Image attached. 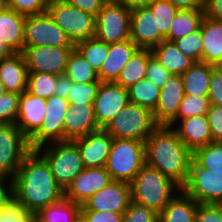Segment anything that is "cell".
Wrapping results in <instances>:
<instances>
[{"instance_id":"cell-14","label":"cell","mask_w":222,"mask_h":222,"mask_svg":"<svg viewBox=\"0 0 222 222\" xmlns=\"http://www.w3.org/2000/svg\"><path fill=\"white\" fill-rule=\"evenodd\" d=\"M128 103L127 89L115 82H101L93 101L94 116L99 128L104 129Z\"/></svg>"},{"instance_id":"cell-6","label":"cell","mask_w":222,"mask_h":222,"mask_svg":"<svg viewBox=\"0 0 222 222\" xmlns=\"http://www.w3.org/2000/svg\"><path fill=\"white\" fill-rule=\"evenodd\" d=\"M36 150L45 158L55 180L63 190L85 168L78 148L72 140L48 143Z\"/></svg>"},{"instance_id":"cell-39","label":"cell","mask_w":222,"mask_h":222,"mask_svg":"<svg viewBox=\"0 0 222 222\" xmlns=\"http://www.w3.org/2000/svg\"><path fill=\"white\" fill-rule=\"evenodd\" d=\"M210 106L211 102L208 97L184 95L177 112V119L206 115Z\"/></svg>"},{"instance_id":"cell-62","label":"cell","mask_w":222,"mask_h":222,"mask_svg":"<svg viewBox=\"0 0 222 222\" xmlns=\"http://www.w3.org/2000/svg\"><path fill=\"white\" fill-rule=\"evenodd\" d=\"M218 204L222 207V199H221V201Z\"/></svg>"},{"instance_id":"cell-16","label":"cell","mask_w":222,"mask_h":222,"mask_svg":"<svg viewBox=\"0 0 222 222\" xmlns=\"http://www.w3.org/2000/svg\"><path fill=\"white\" fill-rule=\"evenodd\" d=\"M112 181L105 167L84 168L64 190V198L83 205L93 194Z\"/></svg>"},{"instance_id":"cell-60","label":"cell","mask_w":222,"mask_h":222,"mask_svg":"<svg viewBox=\"0 0 222 222\" xmlns=\"http://www.w3.org/2000/svg\"><path fill=\"white\" fill-rule=\"evenodd\" d=\"M6 6L5 0H0V11Z\"/></svg>"},{"instance_id":"cell-43","label":"cell","mask_w":222,"mask_h":222,"mask_svg":"<svg viewBox=\"0 0 222 222\" xmlns=\"http://www.w3.org/2000/svg\"><path fill=\"white\" fill-rule=\"evenodd\" d=\"M20 94L6 91L0 97V124L16 123Z\"/></svg>"},{"instance_id":"cell-47","label":"cell","mask_w":222,"mask_h":222,"mask_svg":"<svg viewBox=\"0 0 222 222\" xmlns=\"http://www.w3.org/2000/svg\"><path fill=\"white\" fill-rule=\"evenodd\" d=\"M195 222H222V207L217 203H199Z\"/></svg>"},{"instance_id":"cell-50","label":"cell","mask_w":222,"mask_h":222,"mask_svg":"<svg viewBox=\"0 0 222 222\" xmlns=\"http://www.w3.org/2000/svg\"><path fill=\"white\" fill-rule=\"evenodd\" d=\"M208 98L211 104L222 107V75L217 69L210 76Z\"/></svg>"},{"instance_id":"cell-57","label":"cell","mask_w":222,"mask_h":222,"mask_svg":"<svg viewBox=\"0 0 222 222\" xmlns=\"http://www.w3.org/2000/svg\"><path fill=\"white\" fill-rule=\"evenodd\" d=\"M14 52L0 41V60L10 57Z\"/></svg>"},{"instance_id":"cell-23","label":"cell","mask_w":222,"mask_h":222,"mask_svg":"<svg viewBox=\"0 0 222 222\" xmlns=\"http://www.w3.org/2000/svg\"><path fill=\"white\" fill-rule=\"evenodd\" d=\"M139 47L131 40L109 44V53L100 67L98 79L101 82H115L121 70Z\"/></svg>"},{"instance_id":"cell-8","label":"cell","mask_w":222,"mask_h":222,"mask_svg":"<svg viewBox=\"0 0 222 222\" xmlns=\"http://www.w3.org/2000/svg\"><path fill=\"white\" fill-rule=\"evenodd\" d=\"M131 9L107 0L95 17L94 38L107 44L130 39Z\"/></svg>"},{"instance_id":"cell-48","label":"cell","mask_w":222,"mask_h":222,"mask_svg":"<svg viewBox=\"0 0 222 222\" xmlns=\"http://www.w3.org/2000/svg\"><path fill=\"white\" fill-rule=\"evenodd\" d=\"M210 131L212 135V142L222 141V107L211 104L208 113L206 114Z\"/></svg>"},{"instance_id":"cell-40","label":"cell","mask_w":222,"mask_h":222,"mask_svg":"<svg viewBox=\"0 0 222 222\" xmlns=\"http://www.w3.org/2000/svg\"><path fill=\"white\" fill-rule=\"evenodd\" d=\"M100 84L101 82H90L85 84L73 82V86H70L69 95L67 97L69 105L93 104Z\"/></svg>"},{"instance_id":"cell-46","label":"cell","mask_w":222,"mask_h":222,"mask_svg":"<svg viewBox=\"0 0 222 222\" xmlns=\"http://www.w3.org/2000/svg\"><path fill=\"white\" fill-rule=\"evenodd\" d=\"M171 76L172 74L153 55L149 57L146 79L161 89Z\"/></svg>"},{"instance_id":"cell-29","label":"cell","mask_w":222,"mask_h":222,"mask_svg":"<svg viewBox=\"0 0 222 222\" xmlns=\"http://www.w3.org/2000/svg\"><path fill=\"white\" fill-rule=\"evenodd\" d=\"M215 69L214 65L196 62L182 73L185 95L208 97L210 76Z\"/></svg>"},{"instance_id":"cell-36","label":"cell","mask_w":222,"mask_h":222,"mask_svg":"<svg viewBox=\"0 0 222 222\" xmlns=\"http://www.w3.org/2000/svg\"><path fill=\"white\" fill-rule=\"evenodd\" d=\"M57 78V74L28 72L26 90L35 96L48 99L54 95Z\"/></svg>"},{"instance_id":"cell-59","label":"cell","mask_w":222,"mask_h":222,"mask_svg":"<svg viewBox=\"0 0 222 222\" xmlns=\"http://www.w3.org/2000/svg\"><path fill=\"white\" fill-rule=\"evenodd\" d=\"M215 68H216V69L220 72V74L222 75V63L216 65Z\"/></svg>"},{"instance_id":"cell-21","label":"cell","mask_w":222,"mask_h":222,"mask_svg":"<svg viewBox=\"0 0 222 222\" xmlns=\"http://www.w3.org/2000/svg\"><path fill=\"white\" fill-rule=\"evenodd\" d=\"M171 127L192 153L197 148L212 142L210 125L206 115L177 119Z\"/></svg>"},{"instance_id":"cell-25","label":"cell","mask_w":222,"mask_h":222,"mask_svg":"<svg viewBox=\"0 0 222 222\" xmlns=\"http://www.w3.org/2000/svg\"><path fill=\"white\" fill-rule=\"evenodd\" d=\"M25 18L6 6L0 11V41L14 53L23 51Z\"/></svg>"},{"instance_id":"cell-12","label":"cell","mask_w":222,"mask_h":222,"mask_svg":"<svg viewBox=\"0 0 222 222\" xmlns=\"http://www.w3.org/2000/svg\"><path fill=\"white\" fill-rule=\"evenodd\" d=\"M46 116L40 128L28 139L31 149L64 141V119L69 106L67 99L52 95L46 99Z\"/></svg>"},{"instance_id":"cell-33","label":"cell","mask_w":222,"mask_h":222,"mask_svg":"<svg viewBox=\"0 0 222 222\" xmlns=\"http://www.w3.org/2000/svg\"><path fill=\"white\" fill-rule=\"evenodd\" d=\"M130 103L149 108L154 111L157 107L161 89L148 79H142L127 89Z\"/></svg>"},{"instance_id":"cell-4","label":"cell","mask_w":222,"mask_h":222,"mask_svg":"<svg viewBox=\"0 0 222 222\" xmlns=\"http://www.w3.org/2000/svg\"><path fill=\"white\" fill-rule=\"evenodd\" d=\"M145 165L143 141L113 138L105 169L112 181L131 183Z\"/></svg>"},{"instance_id":"cell-30","label":"cell","mask_w":222,"mask_h":222,"mask_svg":"<svg viewBox=\"0 0 222 222\" xmlns=\"http://www.w3.org/2000/svg\"><path fill=\"white\" fill-rule=\"evenodd\" d=\"M151 55V49L139 48L123 67L115 83L125 89H129L138 81L145 79L147 63Z\"/></svg>"},{"instance_id":"cell-7","label":"cell","mask_w":222,"mask_h":222,"mask_svg":"<svg viewBox=\"0 0 222 222\" xmlns=\"http://www.w3.org/2000/svg\"><path fill=\"white\" fill-rule=\"evenodd\" d=\"M47 12L73 44L94 38L95 16L63 0L48 3Z\"/></svg>"},{"instance_id":"cell-2","label":"cell","mask_w":222,"mask_h":222,"mask_svg":"<svg viewBox=\"0 0 222 222\" xmlns=\"http://www.w3.org/2000/svg\"><path fill=\"white\" fill-rule=\"evenodd\" d=\"M145 164L159 170L180 188L188 179L193 153L176 131L159 125L145 140Z\"/></svg>"},{"instance_id":"cell-41","label":"cell","mask_w":222,"mask_h":222,"mask_svg":"<svg viewBox=\"0 0 222 222\" xmlns=\"http://www.w3.org/2000/svg\"><path fill=\"white\" fill-rule=\"evenodd\" d=\"M178 49L195 62H202V33L201 29L191 32L187 36L174 41Z\"/></svg>"},{"instance_id":"cell-28","label":"cell","mask_w":222,"mask_h":222,"mask_svg":"<svg viewBox=\"0 0 222 222\" xmlns=\"http://www.w3.org/2000/svg\"><path fill=\"white\" fill-rule=\"evenodd\" d=\"M152 55L172 75H181L186 72L194 63L190 57L184 55L174 42L163 40L151 49Z\"/></svg>"},{"instance_id":"cell-20","label":"cell","mask_w":222,"mask_h":222,"mask_svg":"<svg viewBox=\"0 0 222 222\" xmlns=\"http://www.w3.org/2000/svg\"><path fill=\"white\" fill-rule=\"evenodd\" d=\"M46 99L29 93L20 94L16 126L29 139L41 126L46 116Z\"/></svg>"},{"instance_id":"cell-55","label":"cell","mask_w":222,"mask_h":222,"mask_svg":"<svg viewBox=\"0 0 222 222\" xmlns=\"http://www.w3.org/2000/svg\"><path fill=\"white\" fill-rule=\"evenodd\" d=\"M171 2L178 10L203 9L204 0H167Z\"/></svg>"},{"instance_id":"cell-38","label":"cell","mask_w":222,"mask_h":222,"mask_svg":"<svg viewBox=\"0 0 222 222\" xmlns=\"http://www.w3.org/2000/svg\"><path fill=\"white\" fill-rule=\"evenodd\" d=\"M148 6L156 15L157 29H159L161 36L166 39L178 9L167 0H152Z\"/></svg>"},{"instance_id":"cell-32","label":"cell","mask_w":222,"mask_h":222,"mask_svg":"<svg viewBox=\"0 0 222 222\" xmlns=\"http://www.w3.org/2000/svg\"><path fill=\"white\" fill-rule=\"evenodd\" d=\"M204 17L203 9L178 10L165 40L174 42L198 30Z\"/></svg>"},{"instance_id":"cell-26","label":"cell","mask_w":222,"mask_h":222,"mask_svg":"<svg viewBox=\"0 0 222 222\" xmlns=\"http://www.w3.org/2000/svg\"><path fill=\"white\" fill-rule=\"evenodd\" d=\"M200 29L203 40L202 62L214 66L222 63V20L204 17Z\"/></svg>"},{"instance_id":"cell-58","label":"cell","mask_w":222,"mask_h":222,"mask_svg":"<svg viewBox=\"0 0 222 222\" xmlns=\"http://www.w3.org/2000/svg\"><path fill=\"white\" fill-rule=\"evenodd\" d=\"M6 92L4 85L0 82V97Z\"/></svg>"},{"instance_id":"cell-15","label":"cell","mask_w":222,"mask_h":222,"mask_svg":"<svg viewBox=\"0 0 222 222\" xmlns=\"http://www.w3.org/2000/svg\"><path fill=\"white\" fill-rule=\"evenodd\" d=\"M132 200L131 185L123 181H111L81 205L80 210L109 211L124 214Z\"/></svg>"},{"instance_id":"cell-42","label":"cell","mask_w":222,"mask_h":222,"mask_svg":"<svg viewBox=\"0 0 222 222\" xmlns=\"http://www.w3.org/2000/svg\"><path fill=\"white\" fill-rule=\"evenodd\" d=\"M158 218L157 212L131 200L121 222H158Z\"/></svg>"},{"instance_id":"cell-56","label":"cell","mask_w":222,"mask_h":222,"mask_svg":"<svg viewBox=\"0 0 222 222\" xmlns=\"http://www.w3.org/2000/svg\"><path fill=\"white\" fill-rule=\"evenodd\" d=\"M121 5H124L128 9H134L136 7L148 6L152 0H113Z\"/></svg>"},{"instance_id":"cell-35","label":"cell","mask_w":222,"mask_h":222,"mask_svg":"<svg viewBox=\"0 0 222 222\" xmlns=\"http://www.w3.org/2000/svg\"><path fill=\"white\" fill-rule=\"evenodd\" d=\"M75 49L98 72L108 56L109 44L96 38H91L76 43Z\"/></svg>"},{"instance_id":"cell-5","label":"cell","mask_w":222,"mask_h":222,"mask_svg":"<svg viewBox=\"0 0 222 222\" xmlns=\"http://www.w3.org/2000/svg\"><path fill=\"white\" fill-rule=\"evenodd\" d=\"M158 126L152 110L129 102L104 130L113 138L145 142Z\"/></svg>"},{"instance_id":"cell-11","label":"cell","mask_w":222,"mask_h":222,"mask_svg":"<svg viewBox=\"0 0 222 222\" xmlns=\"http://www.w3.org/2000/svg\"><path fill=\"white\" fill-rule=\"evenodd\" d=\"M198 203H219L222 199V172L202 168L193 158L186 184L181 188Z\"/></svg>"},{"instance_id":"cell-44","label":"cell","mask_w":222,"mask_h":222,"mask_svg":"<svg viewBox=\"0 0 222 222\" xmlns=\"http://www.w3.org/2000/svg\"><path fill=\"white\" fill-rule=\"evenodd\" d=\"M6 7L24 16H33L47 11L45 0H5Z\"/></svg>"},{"instance_id":"cell-19","label":"cell","mask_w":222,"mask_h":222,"mask_svg":"<svg viewBox=\"0 0 222 222\" xmlns=\"http://www.w3.org/2000/svg\"><path fill=\"white\" fill-rule=\"evenodd\" d=\"M185 95L181 75H172L161 88L159 102L153 111L158 125L171 126L177 120V112Z\"/></svg>"},{"instance_id":"cell-3","label":"cell","mask_w":222,"mask_h":222,"mask_svg":"<svg viewBox=\"0 0 222 222\" xmlns=\"http://www.w3.org/2000/svg\"><path fill=\"white\" fill-rule=\"evenodd\" d=\"M130 185L132 200L158 214L176 195L175 192L181 189L169 177L146 164L137 172Z\"/></svg>"},{"instance_id":"cell-37","label":"cell","mask_w":222,"mask_h":222,"mask_svg":"<svg viewBox=\"0 0 222 222\" xmlns=\"http://www.w3.org/2000/svg\"><path fill=\"white\" fill-rule=\"evenodd\" d=\"M202 168L222 172V141L199 147L192 157Z\"/></svg>"},{"instance_id":"cell-18","label":"cell","mask_w":222,"mask_h":222,"mask_svg":"<svg viewBox=\"0 0 222 222\" xmlns=\"http://www.w3.org/2000/svg\"><path fill=\"white\" fill-rule=\"evenodd\" d=\"M85 168L105 167L113 137L104 129L72 140Z\"/></svg>"},{"instance_id":"cell-17","label":"cell","mask_w":222,"mask_h":222,"mask_svg":"<svg viewBox=\"0 0 222 222\" xmlns=\"http://www.w3.org/2000/svg\"><path fill=\"white\" fill-rule=\"evenodd\" d=\"M130 39L141 49H152L165 40L157 29L156 15L149 6L131 9Z\"/></svg>"},{"instance_id":"cell-45","label":"cell","mask_w":222,"mask_h":222,"mask_svg":"<svg viewBox=\"0 0 222 222\" xmlns=\"http://www.w3.org/2000/svg\"><path fill=\"white\" fill-rule=\"evenodd\" d=\"M33 219L32 212L14 201L0 212V222H32Z\"/></svg>"},{"instance_id":"cell-52","label":"cell","mask_w":222,"mask_h":222,"mask_svg":"<svg viewBox=\"0 0 222 222\" xmlns=\"http://www.w3.org/2000/svg\"><path fill=\"white\" fill-rule=\"evenodd\" d=\"M64 2L90 13L95 17L107 0H63Z\"/></svg>"},{"instance_id":"cell-24","label":"cell","mask_w":222,"mask_h":222,"mask_svg":"<svg viewBox=\"0 0 222 222\" xmlns=\"http://www.w3.org/2000/svg\"><path fill=\"white\" fill-rule=\"evenodd\" d=\"M28 69L22 53L0 60V82L8 92L22 94L27 88Z\"/></svg>"},{"instance_id":"cell-34","label":"cell","mask_w":222,"mask_h":222,"mask_svg":"<svg viewBox=\"0 0 222 222\" xmlns=\"http://www.w3.org/2000/svg\"><path fill=\"white\" fill-rule=\"evenodd\" d=\"M64 74L73 82L78 84L101 82L98 79V73L76 49L72 51L68 58V63Z\"/></svg>"},{"instance_id":"cell-31","label":"cell","mask_w":222,"mask_h":222,"mask_svg":"<svg viewBox=\"0 0 222 222\" xmlns=\"http://www.w3.org/2000/svg\"><path fill=\"white\" fill-rule=\"evenodd\" d=\"M81 205L66 198L39 210L34 218L38 222H79Z\"/></svg>"},{"instance_id":"cell-49","label":"cell","mask_w":222,"mask_h":222,"mask_svg":"<svg viewBox=\"0 0 222 222\" xmlns=\"http://www.w3.org/2000/svg\"><path fill=\"white\" fill-rule=\"evenodd\" d=\"M122 213L109 211L80 210L81 222H121Z\"/></svg>"},{"instance_id":"cell-61","label":"cell","mask_w":222,"mask_h":222,"mask_svg":"<svg viewBox=\"0 0 222 222\" xmlns=\"http://www.w3.org/2000/svg\"><path fill=\"white\" fill-rule=\"evenodd\" d=\"M47 3L52 2V1H56V0H45Z\"/></svg>"},{"instance_id":"cell-9","label":"cell","mask_w":222,"mask_h":222,"mask_svg":"<svg viewBox=\"0 0 222 222\" xmlns=\"http://www.w3.org/2000/svg\"><path fill=\"white\" fill-rule=\"evenodd\" d=\"M34 46L75 47V44L46 11L25 18L24 47Z\"/></svg>"},{"instance_id":"cell-53","label":"cell","mask_w":222,"mask_h":222,"mask_svg":"<svg viewBox=\"0 0 222 222\" xmlns=\"http://www.w3.org/2000/svg\"><path fill=\"white\" fill-rule=\"evenodd\" d=\"M203 13L208 19L222 20V0H204Z\"/></svg>"},{"instance_id":"cell-27","label":"cell","mask_w":222,"mask_h":222,"mask_svg":"<svg viewBox=\"0 0 222 222\" xmlns=\"http://www.w3.org/2000/svg\"><path fill=\"white\" fill-rule=\"evenodd\" d=\"M198 204L180 189L159 213L158 222H195Z\"/></svg>"},{"instance_id":"cell-54","label":"cell","mask_w":222,"mask_h":222,"mask_svg":"<svg viewBox=\"0 0 222 222\" xmlns=\"http://www.w3.org/2000/svg\"><path fill=\"white\" fill-rule=\"evenodd\" d=\"M70 86H73V81L65 74L58 75L54 95L67 99Z\"/></svg>"},{"instance_id":"cell-1","label":"cell","mask_w":222,"mask_h":222,"mask_svg":"<svg viewBox=\"0 0 222 222\" xmlns=\"http://www.w3.org/2000/svg\"><path fill=\"white\" fill-rule=\"evenodd\" d=\"M13 181V201L34 215L64 198L45 158L32 149L22 161Z\"/></svg>"},{"instance_id":"cell-10","label":"cell","mask_w":222,"mask_h":222,"mask_svg":"<svg viewBox=\"0 0 222 222\" xmlns=\"http://www.w3.org/2000/svg\"><path fill=\"white\" fill-rule=\"evenodd\" d=\"M31 150L28 138L15 123L0 124V174L13 178Z\"/></svg>"},{"instance_id":"cell-22","label":"cell","mask_w":222,"mask_h":222,"mask_svg":"<svg viewBox=\"0 0 222 222\" xmlns=\"http://www.w3.org/2000/svg\"><path fill=\"white\" fill-rule=\"evenodd\" d=\"M100 130L93 104L69 105L64 119V141L73 140Z\"/></svg>"},{"instance_id":"cell-51","label":"cell","mask_w":222,"mask_h":222,"mask_svg":"<svg viewBox=\"0 0 222 222\" xmlns=\"http://www.w3.org/2000/svg\"><path fill=\"white\" fill-rule=\"evenodd\" d=\"M13 201V181L11 177L0 174V212Z\"/></svg>"},{"instance_id":"cell-13","label":"cell","mask_w":222,"mask_h":222,"mask_svg":"<svg viewBox=\"0 0 222 222\" xmlns=\"http://www.w3.org/2000/svg\"><path fill=\"white\" fill-rule=\"evenodd\" d=\"M75 47H23L28 72L51 73L62 75L65 73L68 58Z\"/></svg>"}]
</instances>
